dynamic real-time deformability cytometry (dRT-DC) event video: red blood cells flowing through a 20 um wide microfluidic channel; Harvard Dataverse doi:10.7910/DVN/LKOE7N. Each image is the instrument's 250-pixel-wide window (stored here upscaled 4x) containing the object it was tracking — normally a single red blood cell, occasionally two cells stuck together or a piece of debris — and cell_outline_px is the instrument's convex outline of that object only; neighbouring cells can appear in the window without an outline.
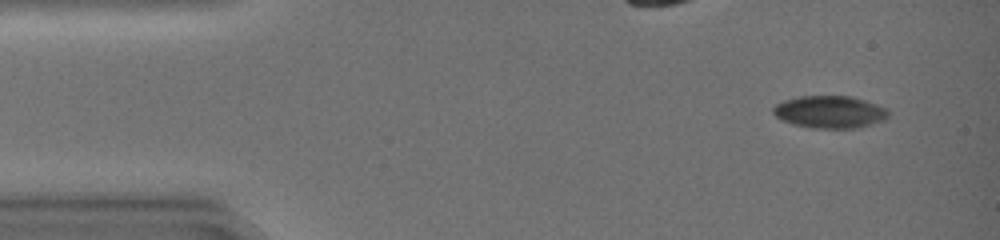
{"species": "common noctule bat (a hibernating species)", "species_latin": "Nyctalus noctula", "temperature_condition": "warm", "stored_images_in_passage": 45, "camera_frame_rate_fps": 3000, "um_per_image_px": 0.085, "animal": {"sex": "female", "body_mass_g": 19.0, "forearm_length_mm": 51.5}, "frame": {"image": 1, "passage_image": 4, "time_ms": 1.0, "image_size_px": [1000, 240], "cell_outline_px": [[888, 116], [884, 120], [852, 128], [816, 128], [796, 124], [784, 120], [776, 116], [772, 112], [772, 108], [776, 104], [784, 100], [800, 96], [848, 96], [864, 100], [876, 104], [884, 108], [888, 112]], "centroid_in_image_um": [70.5, 9.5], "position_along_channel_um": 14.5, "area_um2": 21.21}}
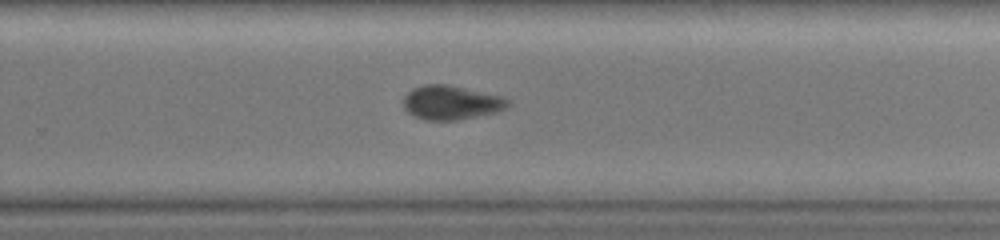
{"frame": {"image": 2, "passage_image": 30, "time_ms": 9.667, "image_size_px": [1000, 240], "cell_outline_px": [[512, 104], [496, 112], [456, 120], [424, 120], [408, 112], [404, 108], [404, 96], [412, 88], [424, 84], [448, 84], [504, 96], [512, 100]], "centroid_in_image_um": [38.39, 8.7], "position_along_channel_um": 291.4, "area_um2": 20.92}}
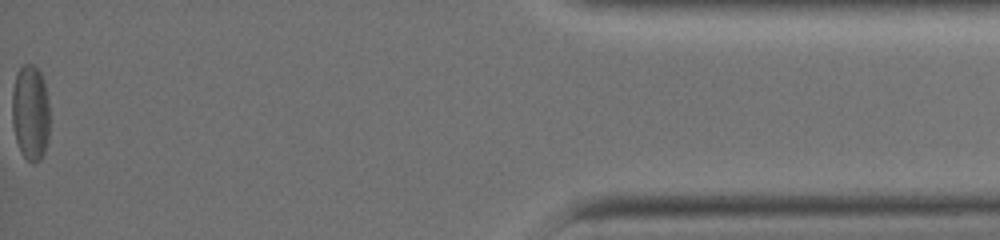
{"frame": {"image": 3, "passage_image": 45, "time_ms": 14.667, "image_size_px": [1000, 240], "cell_outline_px": [[48, 136], [44, 152], [40, 160], [36, 164], [32, 164], [20, 152], [16, 140], [12, 124], [12, 92], [16, 72], [24, 64], [32, 64], [40, 72], [44, 80], [48, 96]], "centroid_in_image_um": [2.57, 9.58], "position_along_channel_um": 432.6, "area_um2": 21.15}, "authors_computed_cell_mechanics": {"area_um2": 21.2126, "velocity_mm_per_s": 4.3544, "shape_relaxation_time_tau1_ms": 4.7557, "shape_relaxation_time_tau2_ms": 6.753, "deformation_change_tau1": 0.0924, "deformation_change_tau2": 0.1093}}